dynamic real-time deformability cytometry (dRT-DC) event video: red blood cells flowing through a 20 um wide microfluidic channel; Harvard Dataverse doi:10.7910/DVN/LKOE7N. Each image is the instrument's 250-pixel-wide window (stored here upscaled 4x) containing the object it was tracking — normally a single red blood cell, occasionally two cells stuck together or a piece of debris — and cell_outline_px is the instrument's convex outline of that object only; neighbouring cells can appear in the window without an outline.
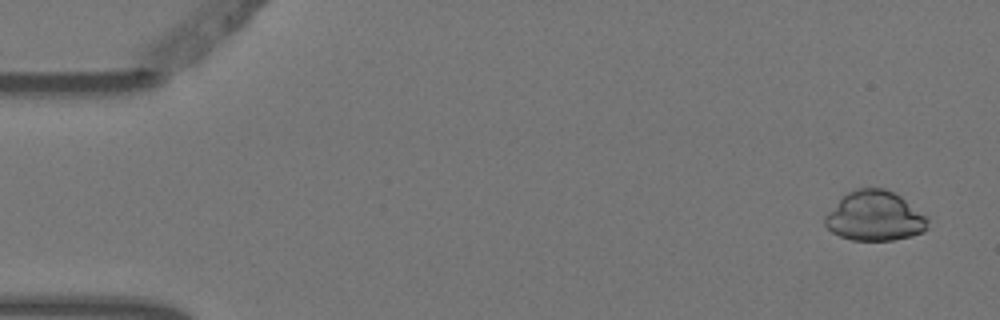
{"species": "Egyptian fruit bat (a non-hibernating species)", "species_latin": "Rousettus aegyptiacus", "temperature_condition": "warm", "stored_images_in_passage": 5, "camera_frame_rate_fps": 3000, "um_per_image_px": 0.085, "animal": {"sex": "female"}, "frame": {"image": 1, "passage_image": 1, "time_ms": 0.0, "image_size_px": [1000, 320], "cell_outline_px": [[928, 228], [924, 232], [912, 236], [892, 240], [852, 240], [840, 236], [832, 232], [824, 224], [824, 216], [848, 192], [856, 188], [884, 188], [900, 196], [928, 216]], "centroid_in_image_um": [74.39, 18.38], "position_along_channel_um": 10.6, "area_um2": 29.77}}
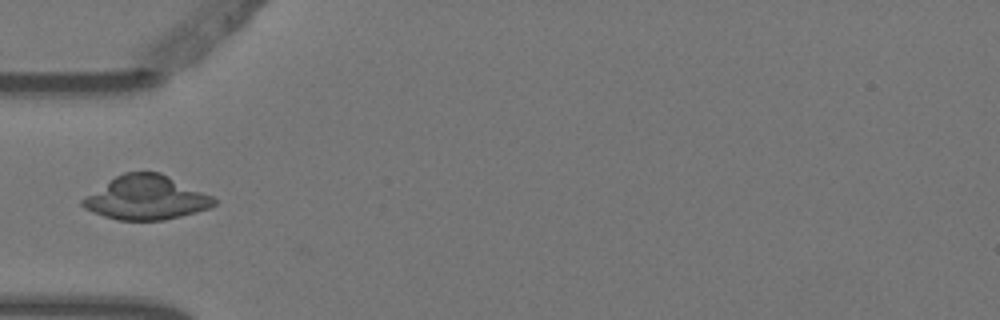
{"frame": {"image": 2, "passage_image": 4, "time_ms": 1.0, "image_size_px": [1000, 320], "cell_outline_px": [[216, 204], [208, 208], [196, 212], [164, 220], [116, 220], [92, 212], [84, 208], [80, 204], [80, 200], [116, 176], [124, 172], [160, 172], [212, 196], [216, 200]], "centroid_in_image_um": [12.41, 16.82], "position_along_channel_um": 72.6, "area_um2": 33.35}}
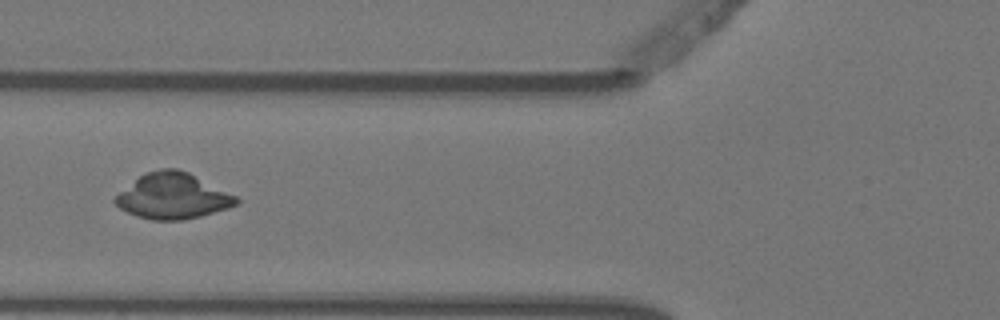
{"frame": {"image": 3, "passage_image": 5, "time_ms": 1.333, "image_size_px": [1000, 320], "cell_outline_px": [[240, 200], [236, 204], [228, 208], [200, 216], [184, 220], [152, 220], [136, 216], [120, 208], [112, 200], [120, 192], [140, 176], [148, 172], [160, 168], [176, 168], [188, 172], [236, 196]], "centroid_in_image_um": [14.68, 16.68], "position_along_channel_um": 111.1, "area_um2": 31.79}}